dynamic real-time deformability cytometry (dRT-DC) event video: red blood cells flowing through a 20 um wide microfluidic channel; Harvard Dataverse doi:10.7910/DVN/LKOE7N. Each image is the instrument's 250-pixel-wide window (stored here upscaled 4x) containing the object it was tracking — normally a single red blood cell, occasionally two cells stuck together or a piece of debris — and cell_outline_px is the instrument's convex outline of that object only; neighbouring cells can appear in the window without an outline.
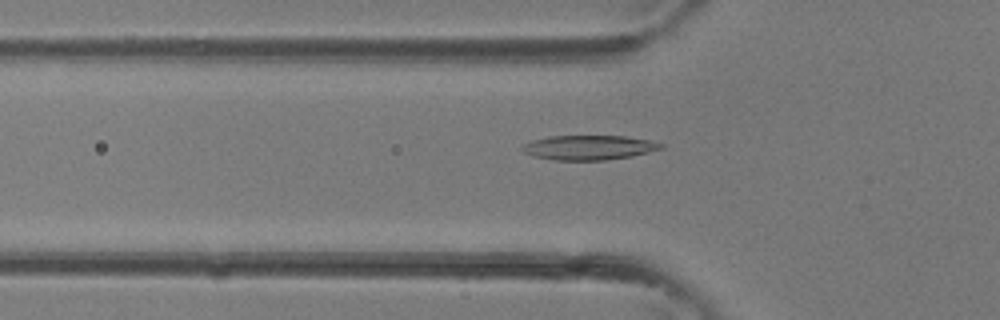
{"species": "common noctule bat (a hibernating species)", "species_latin": "Nyctalus noctula", "temperature_condition": "room temperature", "stored_images_in_passage": 38, "camera_frame_rate_fps": 3000, "um_per_image_px": 0.085, "animal": {"sex": "female"}, "frame": {"image": 1, "passage_image": 13, "time_ms": 4.0, "image_size_px": [1000, 320], "cell_outline_px": [[664, 148], [632, 156], [604, 160], [552, 160], [532, 156], [524, 152], [520, 148], [524, 144], [532, 140], [548, 136], [624, 136], [648, 140], [664, 144]], "centroid_in_image_um": [50.02, 12.54], "position_along_channel_um": 75.8, "area_um2": 19.88}}
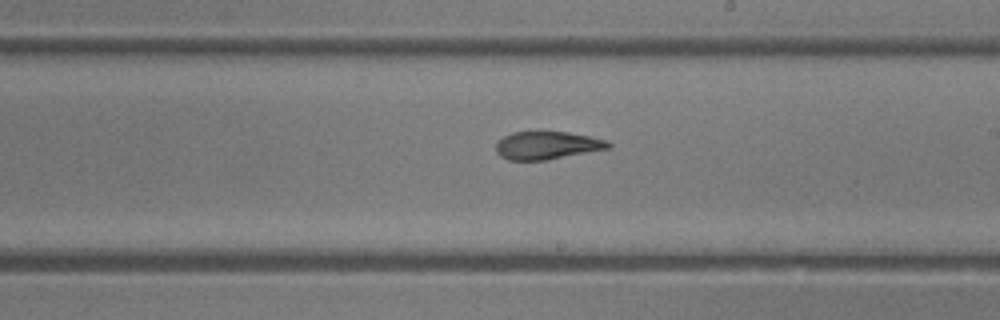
{"frame": {"image": 2, "passage_image": 22, "time_ms": 7.0, "image_size_px": [1000, 320], "cell_outline_px": [[612, 148], [548, 160], [508, 160], [500, 156], [496, 152], [496, 144], [504, 136], [512, 132], [568, 132], [608, 140], [612, 144]], "centroid_in_image_um": [46.54, 12.37], "position_along_channel_um": 242.5, "area_um2": 18.38}}
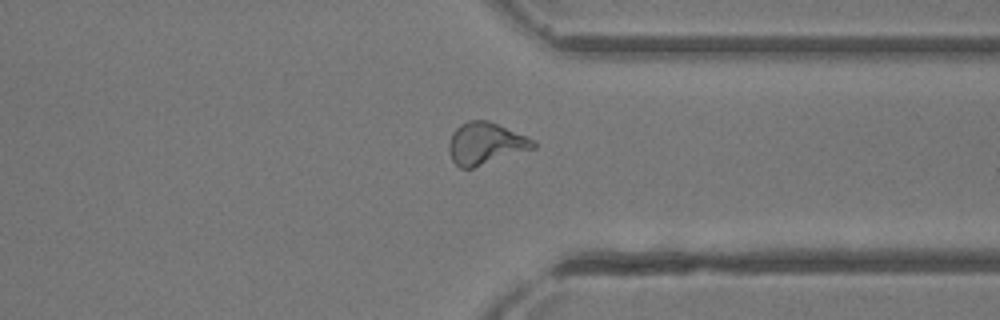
{"frame": {"image": 3, "passage_image": 29, "time_ms": 9.333, "image_size_px": [1000, 320], "cell_outline_px": [[536, 148], [472, 168], [460, 168], [452, 160], [448, 152], [448, 144], [452, 132], [460, 124], [468, 120], [488, 120], [536, 140]], "centroid_in_image_um": [41.26, 12.19], "position_along_channel_um": 370.1, "area_um2": 20.75}}